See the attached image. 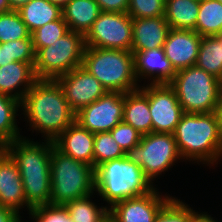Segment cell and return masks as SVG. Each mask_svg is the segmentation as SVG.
<instances>
[{"mask_svg": "<svg viewBox=\"0 0 222 222\" xmlns=\"http://www.w3.org/2000/svg\"><path fill=\"white\" fill-rule=\"evenodd\" d=\"M21 110L31 130L54 141L73 122L75 112L56 80H37L21 101Z\"/></svg>", "mask_w": 222, "mask_h": 222, "instance_id": "obj_1", "label": "cell"}, {"mask_svg": "<svg viewBox=\"0 0 222 222\" xmlns=\"http://www.w3.org/2000/svg\"><path fill=\"white\" fill-rule=\"evenodd\" d=\"M43 141L34 142L23 136L4 147L18 165L28 212L33 207L50 204L51 151L54 142Z\"/></svg>", "mask_w": 222, "mask_h": 222, "instance_id": "obj_2", "label": "cell"}, {"mask_svg": "<svg viewBox=\"0 0 222 222\" xmlns=\"http://www.w3.org/2000/svg\"><path fill=\"white\" fill-rule=\"evenodd\" d=\"M173 135L183 161L203 162L209 166L218 164L217 160L222 157V137L216 112H184Z\"/></svg>", "mask_w": 222, "mask_h": 222, "instance_id": "obj_3", "label": "cell"}, {"mask_svg": "<svg viewBox=\"0 0 222 222\" xmlns=\"http://www.w3.org/2000/svg\"><path fill=\"white\" fill-rule=\"evenodd\" d=\"M140 165L126 157L106 161L95 169V193L110 204L151 192L155 187Z\"/></svg>", "mask_w": 222, "mask_h": 222, "instance_id": "obj_4", "label": "cell"}, {"mask_svg": "<svg viewBox=\"0 0 222 222\" xmlns=\"http://www.w3.org/2000/svg\"><path fill=\"white\" fill-rule=\"evenodd\" d=\"M82 67L96 77L107 92L125 94L140 88L134 74V54L131 51L86 46Z\"/></svg>", "mask_w": 222, "mask_h": 222, "instance_id": "obj_5", "label": "cell"}, {"mask_svg": "<svg viewBox=\"0 0 222 222\" xmlns=\"http://www.w3.org/2000/svg\"><path fill=\"white\" fill-rule=\"evenodd\" d=\"M50 204L65 205L76 199L93 195L95 169L82 161L63 154L54 145L51 151Z\"/></svg>", "mask_w": 222, "mask_h": 222, "instance_id": "obj_6", "label": "cell"}, {"mask_svg": "<svg viewBox=\"0 0 222 222\" xmlns=\"http://www.w3.org/2000/svg\"><path fill=\"white\" fill-rule=\"evenodd\" d=\"M169 85L185 113H212L222 96V81L196 65L177 71Z\"/></svg>", "mask_w": 222, "mask_h": 222, "instance_id": "obj_7", "label": "cell"}, {"mask_svg": "<svg viewBox=\"0 0 222 222\" xmlns=\"http://www.w3.org/2000/svg\"><path fill=\"white\" fill-rule=\"evenodd\" d=\"M82 33L69 30L52 45L42 47L35 53L34 73L38 80H56L82 66L85 50Z\"/></svg>", "mask_w": 222, "mask_h": 222, "instance_id": "obj_8", "label": "cell"}, {"mask_svg": "<svg viewBox=\"0 0 222 222\" xmlns=\"http://www.w3.org/2000/svg\"><path fill=\"white\" fill-rule=\"evenodd\" d=\"M125 157L140 165L151 183L182 159L173 134L154 132L142 135L140 143L128 150Z\"/></svg>", "mask_w": 222, "mask_h": 222, "instance_id": "obj_9", "label": "cell"}, {"mask_svg": "<svg viewBox=\"0 0 222 222\" xmlns=\"http://www.w3.org/2000/svg\"><path fill=\"white\" fill-rule=\"evenodd\" d=\"M132 17L128 13L101 11L85 37V46L131 51Z\"/></svg>", "mask_w": 222, "mask_h": 222, "instance_id": "obj_10", "label": "cell"}, {"mask_svg": "<svg viewBox=\"0 0 222 222\" xmlns=\"http://www.w3.org/2000/svg\"><path fill=\"white\" fill-rule=\"evenodd\" d=\"M149 101L152 132L173 134L184 113L169 84H147L139 88Z\"/></svg>", "mask_w": 222, "mask_h": 222, "instance_id": "obj_11", "label": "cell"}, {"mask_svg": "<svg viewBox=\"0 0 222 222\" xmlns=\"http://www.w3.org/2000/svg\"><path fill=\"white\" fill-rule=\"evenodd\" d=\"M124 94L107 92L75 114V121L92 133L109 132L123 120Z\"/></svg>", "mask_w": 222, "mask_h": 222, "instance_id": "obj_12", "label": "cell"}, {"mask_svg": "<svg viewBox=\"0 0 222 222\" xmlns=\"http://www.w3.org/2000/svg\"><path fill=\"white\" fill-rule=\"evenodd\" d=\"M56 81L75 113L107 93L98 79L82 66L58 77Z\"/></svg>", "mask_w": 222, "mask_h": 222, "instance_id": "obj_13", "label": "cell"}, {"mask_svg": "<svg viewBox=\"0 0 222 222\" xmlns=\"http://www.w3.org/2000/svg\"><path fill=\"white\" fill-rule=\"evenodd\" d=\"M156 189L116 202L109 207V213L117 222H154L162 208L173 198L170 195L162 196Z\"/></svg>", "mask_w": 222, "mask_h": 222, "instance_id": "obj_14", "label": "cell"}, {"mask_svg": "<svg viewBox=\"0 0 222 222\" xmlns=\"http://www.w3.org/2000/svg\"><path fill=\"white\" fill-rule=\"evenodd\" d=\"M201 40L194 30H169L163 49L176 71L196 64Z\"/></svg>", "mask_w": 222, "mask_h": 222, "instance_id": "obj_15", "label": "cell"}, {"mask_svg": "<svg viewBox=\"0 0 222 222\" xmlns=\"http://www.w3.org/2000/svg\"><path fill=\"white\" fill-rule=\"evenodd\" d=\"M131 52L137 82L140 78H149V84H169L175 77L177 71L165 56L163 47Z\"/></svg>", "mask_w": 222, "mask_h": 222, "instance_id": "obj_16", "label": "cell"}, {"mask_svg": "<svg viewBox=\"0 0 222 222\" xmlns=\"http://www.w3.org/2000/svg\"><path fill=\"white\" fill-rule=\"evenodd\" d=\"M0 206L15 210L18 214L26 206L18 165L4 148H0Z\"/></svg>", "mask_w": 222, "mask_h": 222, "instance_id": "obj_17", "label": "cell"}, {"mask_svg": "<svg viewBox=\"0 0 222 222\" xmlns=\"http://www.w3.org/2000/svg\"><path fill=\"white\" fill-rule=\"evenodd\" d=\"M95 134L73 122L53 142L63 154L82 161L94 168Z\"/></svg>", "mask_w": 222, "mask_h": 222, "instance_id": "obj_18", "label": "cell"}, {"mask_svg": "<svg viewBox=\"0 0 222 222\" xmlns=\"http://www.w3.org/2000/svg\"><path fill=\"white\" fill-rule=\"evenodd\" d=\"M34 64L13 61L0 66V93L22 101L38 80L34 73Z\"/></svg>", "mask_w": 222, "mask_h": 222, "instance_id": "obj_19", "label": "cell"}, {"mask_svg": "<svg viewBox=\"0 0 222 222\" xmlns=\"http://www.w3.org/2000/svg\"><path fill=\"white\" fill-rule=\"evenodd\" d=\"M131 51L163 47L170 30L164 16L156 18H132Z\"/></svg>", "mask_w": 222, "mask_h": 222, "instance_id": "obj_20", "label": "cell"}, {"mask_svg": "<svg viewBox=\"0 0 222 222\" xmlns=\"http://www.w3.org/2000/svg\"><path fill=\"white\" fill-rule=\"evenodd\" d=\"M122 121L133 126L142 135L152 132L148 97L140 89L124 94Z\"/></svg>", "mask_w": 222, "mask_h": 222, "instance_id": "obj_21", "label": "cell"}, {"mask_svg": "<svg viewBox=\"0 0 222 222\" xmlns=\"http://www.w3.org/2000/svg\"><path fill=\"white\" fill-rule=\"evenodd\" d=\"M100 12L95 0H70L62 8V17L68 24L69 30L85 36Z\"/></svg>", "mask_w": 222, "mask_h": 222, "instance_id": "obj_22", "label": "cell"}, {"mask_svg": "<svg viewBox=\"0 0 222 222\" xmlns=\"http://www.w3.org/2000/svg\"><path fill=\"white\" fill-rule=\"evenodd\" d=\"M17 12L30 33L62 16V8L48 0H31Z\"/></svg>", "mask_w": 222, "mask_h": 222, "instance_id": "obj_23", "label": "cell"}, {"mask_svg": "<svg viewBox=\"0 0 222 222\" xmlns=\"http://www.w3.org/2000/svg\"><path fill=\"white\" fill-rule=\"evenodd\" d=\"M200 1L169 0L165 4V20L170 29L194 30L199 13Z\"/></svg>", "mask_w": 222, "mask_h": 222, "instance_id": "obj_24", "label": "cell"}, {"mask_svg": "<svg viewBox=\"0 0 222 222\" xmlns=\"http://www.w3.org/2000/svg\"><path fill=\"white\" fill-rule=\"evenodd\" d=\"M195 65L222 81V34L202 37Z\"/></svg>", "mask_w": 222, "mask_h": 222, "instance_id": "obj_25", "label": "cell"}, {"mask_svg": "<svg viewBox=\"0 0 222 222\" xmlns=\"http://www.w3.org/2000/svg\"><path fill=\"white\" fill-rule=\"evenodd\" d=\"M19 109H21V101L0 93V148L23 137L16 122Z\"/></svg>", "mask_w": 222, "mask_h": 222, "instance_id": "obj_26", "label": "cell"}, {"mask_svg": "<svg viewBox=\"0 0 222 222\" xmlns=\"http://www.w3.org/2000/svg\"><path fill=\"white\" fill-rule=\"evenodd\" d=\"M195 31L201 36L222 34V3L218 0H201Z\"/></svg>", "mask_w": 222, "mask_h": 222, "instance_id": "obj_27", "label": "cell"}, {"mask_svg": "<svg viewBox=\"0 0 222 222\" xmlns=\"http://www.w3.org/2000/svg\"><path fill=\"white\" fill-rule=\"evenodd\" d=\"M91 197L92 195H89L64 205L73 222H100L109 212V207L95 205Z\"/></svg>", "mask_w": 222, "mask_h": 222, "instance_id": "obj_28", "label": "cell"}, {"mask_svg": "<svg viewBox=\"0 0 222 222\" xmlns=\"http://www.w3.org/2000/svg\"><path fill=\"white\" fill-rule=\"evenodd\" d=\"M13 61L35 63L32 37L0 43V66Z\"/></svg>", "mask_w": 222, "mask_h": 222, "instance_id": "obj_29", "label": "cell"}, {"mask_svg": "<svg viewBox=\"0 0 222 222\" xmlns=\"http://www.w3.org/2000/svg\"><path fill=\"white\" fill-rule=\"evenodd\" d=\"M31 36L17 10L0 13V43L26 39Z\"/></svg>", "mask_w": 222, "mask_h": 222, "instance_id": "obj_30", "label": "cell"}, {"mask_svg": "<svg viewBox=\"0 0 222 222\" xmlns=\"http://www.w3.org/2000/svg\"><path fill=\"white\" fill-rule=\"evenodd\" d=\"M125 157V152L114 140L110 132L95 133L94 169L106 161Z\"/></svg>", "mask_w": 222, "mask_h": 222, "instance_id": "obj_31", "label": "cell"}, {"mask_svg": "<svg viewBox=\"0 0 222 222\" xmlns=\"http://www.w3.org/2000/svg\"><path fill=\"white\" fill-rule=\"evenodd\" d=\"M69 31L68 24L61 16L59 19L39 27L31 33L35 53L42 47L52 45Z\"/></svg>", "mask_w": 222, "mask_h": 222, "instance_id": "obj_32", "label": "cell"}, {"mask_svg": "<svg viewBox=\"0 0 222 222\" xmlns=\"http://www.w3.org/2000/svg\"><path fill=\"white\" fill-rule=\"evenodd\" d=\"M195 212L188 204L173 198L162 208L154 222H189Z\"/></svg>", "mask_w": 222, "mask_h": 222, "instance_id": "obj_33", "label": "cell"}, {"mask_svg": "<svg viewBox=\"0 0 222 222\" xmlns=\"http://www.w3.org/2000/svg\"><path fill=\"white\" fill-rule=\"evenodd\" d=\"M127 13L132 18H156L165 15L162 0H129Z\"/></svg>", "mask_w": 222, "mask_h": 222, "instance_id": "obj_34", "label": "cell"}, {"mask_svg": "<svg viewBox=\"0 0 222 222\" xmlns=\"http://www.w3.org/2000/svg\"><path fill=\"white\" fill-rule=\"evenodd\" d=\"M29 215L36 222H73L63 205L36 206L30 210Z\"/></svg>", "mask_w": 222, "mask_h": 222, "instance_id": "obj_35", "label": "cell"}, {"mask_svg": "<svg viewBox=\"0 0 222 222\" xmlns=\"http://www.w3.org/2000/svg\"><path fill=\"white\" fill-rule=\"evenodd\" d=\"M109 132L125 153L132 147L138 145L142 137V134L133 126L126 124L123 121L118 123Z\"/></svg>", "mask_w": 222, "mask_h": 222, "instance_id": "obj_36", "label": "cell"}, {"mask_svg": "<svg viewBox=\"0 0 222 222\" xmlns=\"http://www.w3.org/2000/svg\"><path fill=\"white\" fill-rule=\"evenodd\" d=\"M101 11L127 13L129 0H95Z\"/></svg>", "mask_w": 222, "mask_h": 222, "instance_id": "obj_37", "label": "cell"}, {"mask_svg": "<svg viewBox=\"0 0 222 222\" xmlns=\"http://www.w3.org/2000/svg\"><path fill=\"white\" fill-rule=\"evenodd\" d=\"M0 222H23L15 210L0 206Z\"/></svg>", "mask_w": 222, "mask_h": 222, "instance_id": "obj_38", "label": "cell"}, {"mask_svg": "<svg viewBox=\"0 0 222 222\" xmlns=\"http://www.w3.org/2000/svg\"><path fill=\"white\" fill-rule=\"evenodd\" d=\"M189 222H217V221L213 219L211 215H208L207 212H202L200 214L198 212H194L190 216Z\"/></svg>", "mask_w": 222, "mask_h": 222, "instance_id": "obj_39", "label": "cell"}, {"mask_svg": "<svg viewBox=\"0 0 222 222\" xmlns=\"http://www.w3.org/2000/svg\"><path fill=\"white\" fill-rule=\"evenodd\" d=\"M31 0H9L11 10H18L23 5L28 4Z\"/></svg>", "mask_w": 222, "mask_h": 222, "instance_id": "obj_40", "label": "cell"}, {"mask_svg": "<svg viewBox=\"0 0 222 222\" xmlns=\"http://www.w3.org/2000/svg\"><path fill=\"white\" fill-rule=\"evenodd\" d=\"M215 112L218 117L219 129H220V134L222 137V96Z\"/></svg>", "mask_w": 222, "mask_h": 222, "instance_id": "obj_41", "label": "cell"}, {"mask_svg": "<svg viewBox=\"0 0 222 222\" xmlns=\"http://www.w3.org/2000/svg\"><path fill=\"white\" fill-rule=\"evenodd\" d=\"M9 0H0V13L10 11Z\"/></svg>", "mask_w": 222, "mask_h": 222, "instance_id": "obj_42", "label": "cell"}, {"mask_svg": "<svg viewBox=\"0 0 222 222\" xmlns=\"http://www.w3.org/2000/svg\"><path fill=\"white\" fill-rule=\"evenodd\" d=\"M49 2L63 8L70 0H48Z\"/></svg>", "mask_w": 222, "mask_h": 222, "instance_id": "obj_43", "label": "cell"}, {"mask_svg": "<svg viewBox=\"0 0 222 222\" xmlns=\"http://www.w3.org/2000/svg\"><path fill=\"white\" fill-rule=\"evenodd\" d=\"M100 222H117L115 218L108 212Z\"/></svg>", "mask_w": 222, "mask_h": 222, "instance_id": "obj_44", "label": "cell"}, {"mask_svg": "<svg viewBox=\"0 0 222 222\" xmlns=\"http://www.w3.org/2000/svg\"><path fill=\"white\" fill-rule=\"evenodd\" d=\"M165 4L169 1V0H162Z\"/></svg>", "mask_w": 222, "mask_h": 222, "instance_id": "obj_45", "label": "cell"}]
</instances>
